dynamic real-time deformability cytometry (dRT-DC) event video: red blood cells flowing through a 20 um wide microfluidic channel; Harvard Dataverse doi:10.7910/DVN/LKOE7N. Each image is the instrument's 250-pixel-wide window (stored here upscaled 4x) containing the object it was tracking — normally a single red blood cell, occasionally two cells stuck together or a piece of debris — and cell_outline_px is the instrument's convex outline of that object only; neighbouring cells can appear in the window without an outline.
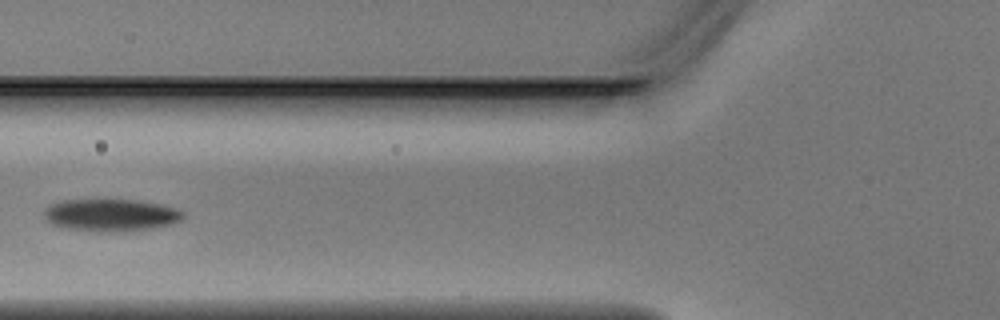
{"species": "Egyptian fruit bat (a non-hibernating species)", "species_latin": "Rousettus aegyptiacus", "temperature_condition": "warm", "stored_images_in_passage": 6, "camera_frame_rate_fps": 3000, "um_per_image_px": 0.085, "animal": {"sex": "male"}, "frame": {"image": 1, "passage_image": 5, "time_ms": 1.333, "image_size_px": [1000, 320], "cell_outline_px": [[184, 216], [180, 220], [172, 224], [152, 228], [116, 232], [104, 232], [68, 228], [52, 224], [44, 220], [44, 208], [48, 204], [64, 200], [140, 200], [160, 204], [176, 208], [184, 212]], "centroid_in_image_um": [9.41, 18.27], "position_along_channel_um": 116.4, "area_um2": 26.24}}
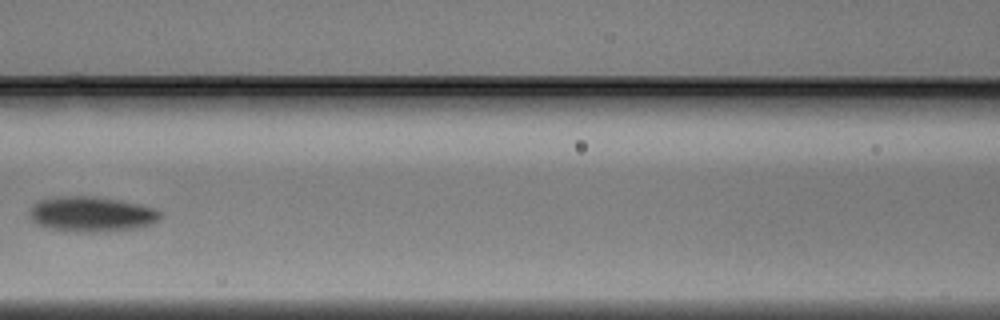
{"frame": {"image": 2, "passage_image": 6, "time_ms": 1.667, "image_size_px": [1000, 320], "cell_outline_px": [[164, 216], [160, 220], [152, 224], [140, 228], [104, 232], [76, 232], [48, 228], [36, 224], [28, 216], [28, 208], [36, 200], [52, 196], [92, 196], [120, 200], [140, 204], [152, 208], [160, 212]], "centroid_in_image_um": [7.74, 18.2], "position_along_channel_um": 158.9, "area_um2": 27.57}}